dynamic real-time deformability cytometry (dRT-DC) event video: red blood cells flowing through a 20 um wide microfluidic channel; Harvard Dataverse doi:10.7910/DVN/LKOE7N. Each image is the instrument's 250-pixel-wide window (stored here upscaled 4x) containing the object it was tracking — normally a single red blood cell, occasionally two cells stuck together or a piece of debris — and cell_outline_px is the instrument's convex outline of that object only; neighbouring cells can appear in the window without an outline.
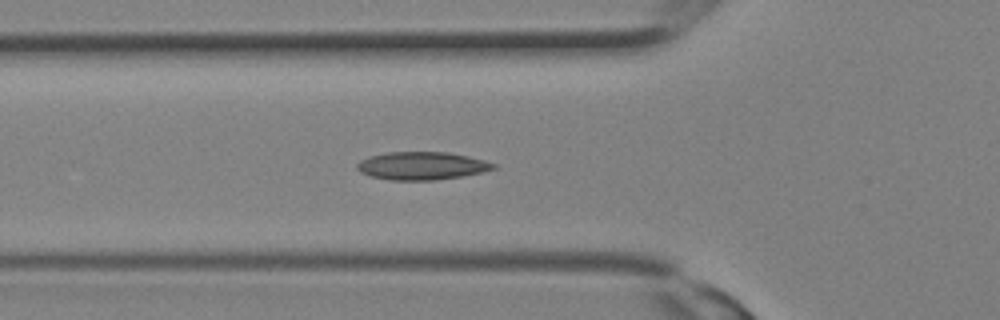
{"species": "Egyptian fruit bat (a non-hibernating species)", "species_latin": "Rousettus aegyptiacus", "temperature_condition": "room temperature", "stored_images_in_passage": 12, "camera_frame_rate_fps": 3000, "um_per_image_px": 0.085, "animal": {"sex": "female"}, "frame": {"image": 1, "passage_image": 6, "time_ms": 1.667, "image_size_px": [1000, 320], "cell_outline_px": [[496, 168], [480, 172], [460, 176], [436, 180], [388, 180], [372, 176], [360, 172], [356, 168], [356, 164], [360, 160], [368, 156], [388, 152], [448, 152], [468, 156], [484, 160], [496, 164]], "centroid_in_image_um": [35.81, 14.09], "position_along_channel_um": 90.0, "area_um2": 22.14}}
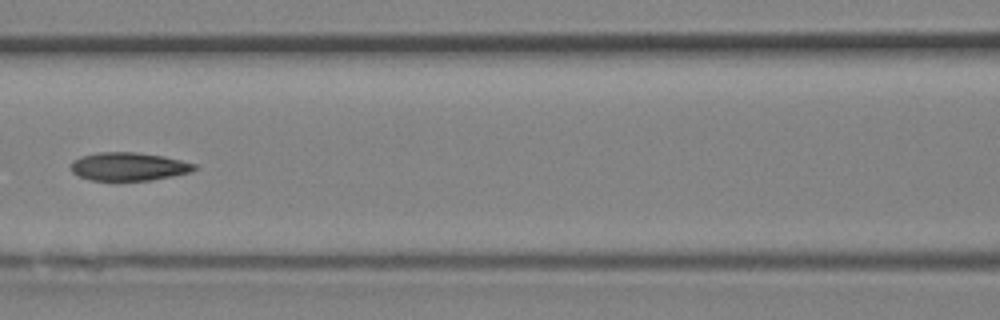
{"frame": {"image": 2, "passage_image": 9, "time_ms": 2.667, "image_size_px": [1000, 320], "cell_outline_px": [[200, 168], [192, 172], [152, 180], [88, 180], [72, 172], [72, 160], [80, 156], [96, 152], [136, 152], [164, 156], [196, 164]], "centroid_in_image_um": [10.96, 14.15], "position_along_channel_um": 155.6, "area_um2": 20.46}}
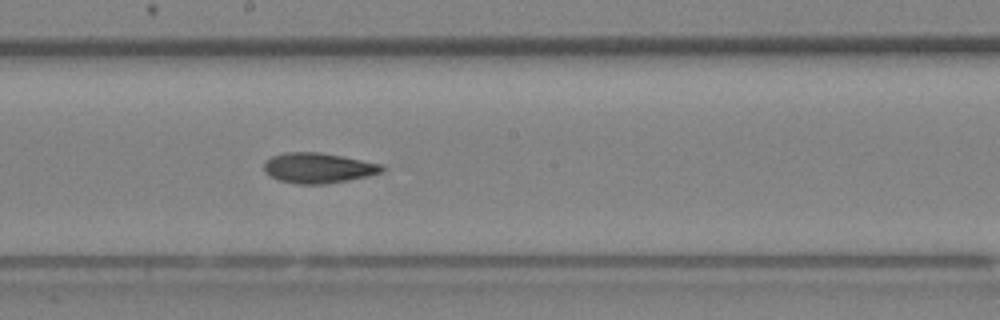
{"frame": {"image": 3, "passage_image": 12, "time_ms": 3.667, "image_size_px": [1000, 320], "cell_outline_px": [[384, 168], [380, 172], [368, 176], [348, 180], [324, 184], [300, 184], [280, 180], [264, 172], [264, 160], [272, 156], [284, 152], [320, 152], [344, 156], [384, 164]], "centroid_in_image_um": [27.05, 14.26], "position_along_channel_um": 221.1, "area_um2": 20.87}}